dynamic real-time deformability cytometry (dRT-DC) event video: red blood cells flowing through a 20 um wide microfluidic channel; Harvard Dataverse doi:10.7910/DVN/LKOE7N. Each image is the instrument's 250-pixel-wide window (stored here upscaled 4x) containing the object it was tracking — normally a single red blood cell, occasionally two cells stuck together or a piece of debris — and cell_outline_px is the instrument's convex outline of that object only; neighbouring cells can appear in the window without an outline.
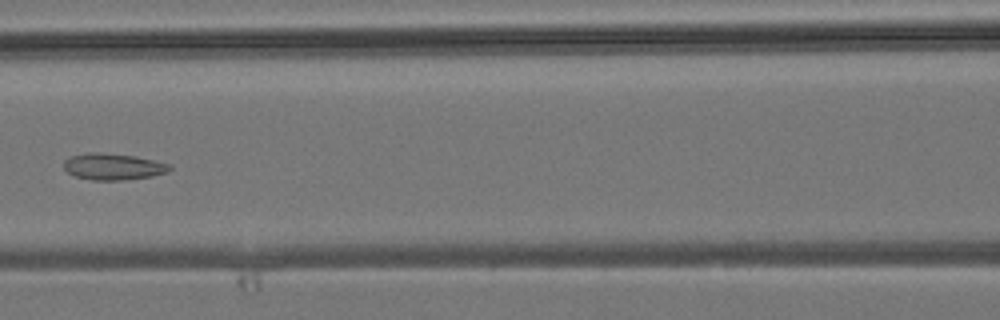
{"species": "common noctule bat (a hibernating species)", "species_latin": "Nyctalus noctula", "temperature_condition": "room temperature", "stored_images_in_passage": 5, "camera_frame_rate_fps": 3000, "um_per_image_px": 0.085, "animal": {"sex": "male", "body_mass_g": 19.2, "forearm_length_mm": 51.8}, "frame": {"image": 1, "passage_image": 5, "time_ms": 5.667, "image_size_px": [1000, 320], "cell_outline_px": [[172, 168], [168, 172], [152, 176], [120, 180], [92, 180], [76, 176], [68, 172], [64, 168], [64, 160], [72, 156], [88, 152], [100, 152], [136, 156], [168, 164]], "centroid_in_image_um": [9.6, 14.16], "position_along_channel_um": 157.0, "area_um2": 16.18}}